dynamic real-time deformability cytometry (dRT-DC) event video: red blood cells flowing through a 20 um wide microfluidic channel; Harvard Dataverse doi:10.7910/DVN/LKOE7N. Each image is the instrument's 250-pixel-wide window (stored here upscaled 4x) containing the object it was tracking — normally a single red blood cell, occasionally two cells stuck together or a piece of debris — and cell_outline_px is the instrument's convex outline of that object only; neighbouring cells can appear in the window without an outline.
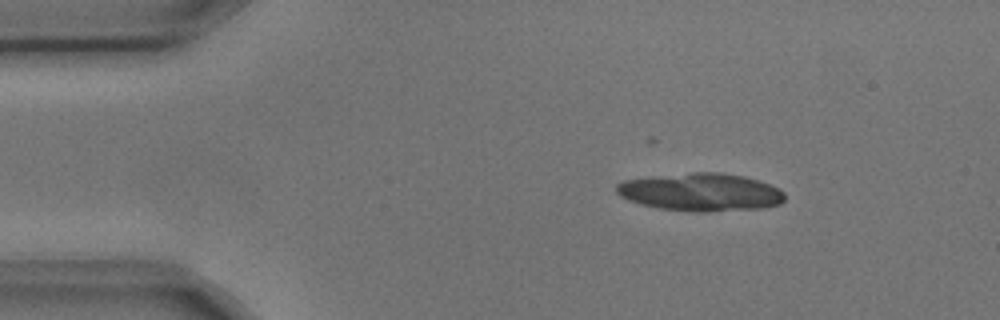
{"species": "common noctule bat (a hibernating species)", "species_latin": "Nyctalus noctula", "temperature_condition": "cold", "stored_images_in_passage": 3, "camera_frame_rate_fps": 3000, "um_per_image_px": 0.085, "animal": {"sex": "male", "body_mass_g": 17.9, "forearm_length_mm": 54.2}, "frame": {"image": 1, "passage_image": 1, "time_ms": 0.0, "image_size_px": [1000, 320], "cell_outline_px": [[784, 200], [780, 204], [764, 208], [704, 212], [700, 212], [660, 208], [640, 204], [628, 200], [620, 196], [616, 192], [616, 184], [624, 180], [652, 176], [692, 172], [720, 172], [744, 176], [780, 188], [784, 192]], "centroid_in_image_um": [59.56, 16.33], "position_along_channel_um": 25.4, "area_um2": 37.22}}